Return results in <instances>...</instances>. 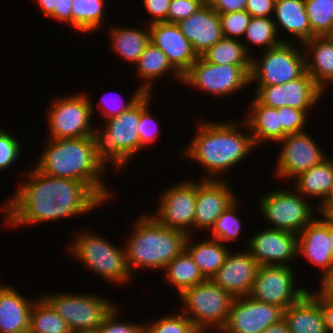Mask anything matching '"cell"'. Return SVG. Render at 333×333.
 I'll return each mask as SVG.
<instances>
[{
  "mask_svg": "<svg viewBox=\"0 0 333 333\" xmlns=\"http://www.w3.org/2000/svg\"><path fill=\"white\" fill-rule=\"evenodd\" d=\"M25 177L2 206L7 226L17 228L81 216L105 203L86 183L78 180L49 176L34 166Z\"/></svg>",
  "mask_w": 333,
  "mask_h": 333,
  "instance_id": "1",
  "label": "cell"
},
{
  "mask_svg": "<svg viewBox=\"0 0 333 333\" xmlns=\"http://www.w3.org/2000/svg\"><path fill=\"white\" fill-rule=\"evenodd\" d=\"M205 121L199 119L195 137L183 148L182 155L205 167L208 173L204 180H219L220 174L224 175V172L242 162L256 146L244 120L242 124L235 121ZM243 124L248 129L246 135L239 130Z\"/></svg>",
  "mask_w": 333,
  "mask_h": 333,
  "instance_id": "2",
  "label": "cell"
},
{
  "mask_svg": "<svg viewBox=\"0 0 333 333\" xmlns=\"http://www.w3.org/2000/svg\"><path fill=\"white\" fill-rule=\"evenodd\" d=\"M39 172L53 177L86 183L104 202L112 191L106 187V169L97 160L91 136L83 138L50 139L35 165Z\"/></svg>",
  "mask_w": 333,
  "mask_h": 333,
  "instance_id": "3",
  "label": "cell"
},
{
  "mask_svg": "<svg viewBox=\"0 0 333 333\" xmlns=\"http://www.w3.org/2000/svg\"><path fill=\"white\" fill-rule=\"evenodd\" d=\"M143 215V216H142ZM128 236L124 250L128 268L161 270L185 250L187 234L159 224L151 214H142ZM134 268V269H133Z\"/></svg>",
  "mask_w": 333,
  "mask_h": 333,
  "instance_id": "4",
  "label": "cell"
},
{
  "mask_svg": "<svg viewBox=\"0 0 333 333\" xmlns=\"http://www.w3.org/2000/svg\"><path fill=\"white\" fill-rule=\"evenodd\" d=\"M141 116V97L127 111L106 119L105 126L92 131L97 160L107 170V163L116 170L126 167L131 158L140 152L138 124ZM102 129V130H101ZM110 162V163H109ZM113 164V165H112Z\"/></svg>",
  "mask_w": 333,
  "mask_h": 333,
  "instance_id": "5",
  "label": "cell"
},
{
  "mask_svg": "<svg viewBox=\"0 0 333 333\" xmlns=\"http://www.w3.org/2000/svg\"><path fill=\"white\" fill-rule=\"evenodd\" d=\"M92 231L75 234L69 247L71 253L106 281L120 286L129 283L133 275L128 268L124 247H117Z\"/></svg>",
  "mask_w": 333,
  "mask_h": 333,
  "instance_id": "6",
  "label": "cell"
},
{
  "mask_svg": "<svg viewBox=\"0 0 333 333\" xmlns=\"http://www.w3.org/2000/svg\"><path fill=\"white\" fill-rule=\"evenodd\" d=\"M182 313L202 332L220 331L226 324L234 297L211 279L185 289L179 296ZM213 327V328H212ZM214 329V330H213Z\"/></svg>",
  "mask_w": 333,
  "mask_h": 333,
  "instance_id": "7",
  "label": "cell"
},
{
  "mask_svg": "<svg viewBox=\"0 0 333 333\" xmlns=\"http://www.w3.org/2000/svg\"><path fill=\"white\" fill-rule=\"evenodd\" d=\"M42 297L52 306L72 333H97L106 317L116 307L110 299L95 294L45 293Z\"/></svg>",
  "mask_w": 333,
  "mask_h": 333,
  "instance_id": "8",
  "label": "cell"
},
{
  "mask_svg": "<svg viewBox=\"0 0 333 333\" xmlns=\"http://www.w3.org/2000/svg\"><path fill=\"white\" fill-rule=\"evenodd\" d=\"M293 41L296 39L262 52L259 60L252 57L250 83L256 81V86L282 85L301 77L306 72V57L302 44L298 43V46Z\"/></svg>",
  "mask_w": 333,
  "mask_h": 333,
  "instance_id": "9",
  "label": "cell"
},
{
  "mask_svg": "<svg viewBox=\"0 0 333 333\" xmlns=\"http://www.w3.org/2000/svg\"><path fill=\"white\" fill-rule=\"evenodd\" d=\"M56 99V100H55ZM47 109L48 136L50 139L83 138L93 131L91 118L93 102L89 95L79 92L52 99Z\"/></svg>",
  "mask_w": 333,
  "mask_h": 333,
  "instance_id": "10",
  "label": "cell"
},
{
  "mask_svg": "<svg viewBox=\"0 0 333 333\" xmlns=\"http://www.w3.org/2000/svg\"><path fill=\"white\" fill-rule=\"evenodd\" d=\"M293 191V192H292ZM274 189L259 199V208L270 229L300 233L316 216L318 207L311 206L307 198L297 192ZM303 197V198H302ZM307 200V201H306Z\"/></svg>",
  "mask_w": 333,
  "mask_h": 333,
  "instance_id": "11",
  "label": "cell"
},
{
  "mask_svg": "<svg viewBox=\"0 0 333 333\" xmlns=\"http://www.w3.org/2000/svg\"><path fill=\"white\" fill-rule=\"evenodd\" d=\"M251 66L217 65L200 56L183 76V83L213 96H229L250 86Z\"/></svg>",
  "mask_w": 333,
  "mask_h": 333,
  "instance_id": "12",
  "label": "cell"
},
{
  "mask_svg": "<svg viewBox=\"0 0 333 333\" xmlns=\"http://www.w3.org/2000/svg\"><path fill=\"white\" fill-rule=\"evenodd\" d=\"M292 268L290 264L259 266L248 296L259 302L280 306L284 310L298 302L309 289L296 285Z\"/></svg>",
  "mask_w": 333,
  "mask_h": 333,
  "instance_id": "13",
  "label": "cell"
},
{
  "mask_svg": "<svg viewBox=\"0 0 333 333\" xmlns=\"http://www.w3.org/2000/svg\"><path fill=\"white\" fill-rule=\"evenodd\" d=\"M195 181L184 180L166 188L159 197L157 214L151 216L165 227L180 230L187 235L193 234L191 229H194L197 196V181Z\"/></svg>",
  "mask_w": 333,
  "mask_h": 333,
  "instance_id": "14",
  "label": "cell"
},
{
  "mask_svg": "<svg viewBox=\"0 0 333 333\" xmlns=\"http://www.w3.org/2000/svg\"><path fill=\"white\" fill-rule=\"evenodd\" d=\"M278 143H281V151L274 172L278 179H294L327 158L313 137L305 131L287 135Z\"/></svg>",
  "mask_w": 333,
  "mask_h": 333,
  "instance_id": "15",
  "label": "cell"
},
{
  "mask_svg": "<svg viewBox=\"0 0 333 333\" xmlns=\"http://www.w3.org/2000/svg\"><path fill=\"white\" fill-rule=\"evenodd\" d=\"M325 93L305 72L301 77L282 85L257 86L255 98L263 105L272 108L289 106L309 110L318 104Z\"/></svg>",
  "mask_w": 333,
  "mask_h": 333,
  "instance_id": "16",
  "label": "cell"
},
{
  "mask_svg": "<svg viewBox=\"0 0 333 333\" xmlns=\"http://www.w3.org/2000/svg\"><path fill=\"white\" fill-rule=\"evenodd\" d=\"M280 306L253 300L249 296L235 297L221 333H261L283 318Z\"/></svg>",
  "mask_w": 333,
  "mask_h": 333,
  "instance_id": "17",
  "label": "cell"
},
{
  "mask_svg": "<svg viewBox=\"0 0 333 333\" xmlns=\"http://www.w3.org/2000/svg\"><path fill=\"white\" fill-rule=\"evenodd\" d=\"M246 244L260 266H288L287 262L298 257V235L292 232L267 227L250 237Z\"/></svg>",
  "mask_w": 333,
  "mask_h": 333,
  "instance_id": "18",
  "label": "cell"
},
{
  "mask_svg": "<svg viewBox=\"0 0 333 333\" xmlns=\"http://www.w3.org/2000/svg\"><path fill=\"white\" fill-rule=\"evenodd\" d=\"M221 176L219 180L197 182L194 229L198 231L210 232L218 217L238 199Z\"/></svg>",
  "mask_w": 333,
  "mask_h": 333,
  "instance_id": "19",
  "label": "cell"
},
{
  "mask_svg": "<svg viewBox=\"0 0 333 333\" xmlns=\"http://www.w3.org/2000/svg\"><path fill=\"white\" fill-rule=\"evenodd\" d=\"M149 35L150 42L165 53L169 63L182 77L199 57L175 23L149 25Z\"/></svg>",
  "mask_w": 333,
  "mask_h": 333,
  "instance_id": "20",
  "label": "cell"
},
{
  "mask_svg": "<svg viewBox=\"0 0 333 333\" xmlns=\"http://www.w3.org/2000/svg\"><path fill=\"white\" fill-rule=\"evenodd\" d=\"M235 252L229 251L223 266L211 277L215 284L234 298L249 295L260 266L248 249Z\"/></svg>",
  "mask_w": 333,
  "mask_h": 333,
  "instance_id": "21",
  "label": "cell"
},
{
  "mask_svg": "<svg viewBox=\"0 0 333 333\" xmlns=\"http://www.w3.org/2000/svg\"><path fill=\"white\" fill-rule=\"evenodd\" d=\"M180 31L201 56L224 36L218 13L206 2L201 9L177 23Z\"/></svg>",
  "mask_w": 333,
  "mask_h": 333,
  "instance_id": "22",
  "label": "cell"
},
{
  "mask_svg": "<svg viewBox=\"0 0 333 333\" xmlns=\"http://www.w3.org/2000/svg\"><path fill=\"white\" fill-rule=\"evenodd\" d=\"M298 235V255L317 265L324 274L332 265L329 224L322 218H314ZM300 253V254H299Z\"/></svg>",
  "mask_w": 333,
  "mask_h": 333,
  "instance_id": "23",
  "label": "cell"
},
{
  "mask_svg": "<svg viewBox=\"0 0 333 333\" xmlns=\"http://www.w3.org/2000/svg\"><path fill=\"white\" fill-rule=\"evenodd\" d=\"M9 285L0 284V333H28L32 305Z\"/></svg>",
  "mask_w": 333,
  "mask_h": 333,
  "instance_id": "24",
  "label": "cell"
},
{
  "mask_svg": "<svg viewBox=\"0 0 333 333\" xmlns=\"http://www.w3.org/2000/svg\"><path fill=\"white\" fill-rule=\"evenodd\" d=\"M306 57V72L325 93L333 83V41L326 36H314L302 44ZM312 57V58H311Z\"/></svg>",
  "mask_w": 333,
  "mask_h": 333,
  "instance_id": "25",
  "label": "cell"
},
{
  "mask_svg": "<svg viewBox=\"0 0 333 333\" xmlns=\"http://www.w3.org/2000/svg\"><path fill=\"white\" fill-rule=\"evenodd\" d=\"M247 109V116L243 120L249 126L256 147L262 143L264 145V142H279L287 136L283 131L278 108L265 106L254 97Z\"/></svg>",
  "mask_w": 333,
  "mask_h": 333,
  "instance_id": "26",
  "label": "cell"
},
{
  "mask_svg": "<svg viewBox=\"0 0 333 333\" xmlns=\"http://www.w3.org/2000/svg\"><path fill=\"white\" fill-rule=\"evenodd\" d=\"M291 333H327L318 301L308 292L283 311Z\"/></svg>",
  "mask_w": 333,
  "mask_h": 333,
  "instance_id": "27",
  "label": "cell"
},
{
  "mask_svg": "<svg viewBox=\"0 0 333 333\" xmlns=\"http://www.w3.org/2000/svg\"><path fill=\"white\" fill-rule=\"evenodd\" d=\"M272 19L276 25L277 33L283 27L303 44L315 35L311 32L305 8V0H275L274 13ZM280 25V27H279Z\"/></svg>",
  "mask_w": 333,
  "mask_h": 333,
  "instance_id": "28",
  "label": "cell"
},
{
  "mask_svg": "<svg viewBox=\"0 0 333 333\" xmlns=\"http://www.w3.org/2000/svg\"><path fill=\"white\" fill-rule=\"evenodd\" d=\"M293 180L295 189L304 198L319 199L317 207L321 206L327 199L333 186V159L326 158L311 169L299 174ZM313 197V198H312Z\"/></svg>",
  "mask_w": 333,
  "mask_h": 333,
  "instance_id": "29",
  "label": "cell"
},
{
  "mask_svg": "<svg viewBox=\"0 0 333 333\" xmlns=\"http://www.w3.org/2000/svg\"><path fill=\"white\" fill-rule=\"evenodd\" d=\"M134 65L137 69V76L143 81L138 87L144 93H151L154 81L164 78L168 72H171L179 82H183V77L172 67L165 53L151 42Z\"/></svg>",
  "mask_w": 333,
  "mask_h": 333,
  "instance_id": "30",
  "label": "cell"
},
{
  "mask_svg": "<svg viewBox=\"0 0 333 333\" xmlns=\"http://www.w3.org/2000/svg\"><path fill=\"white\" fill-rule=\"evenodd\" d=\"M192 236V234L187 236L185 250L190 254L202 275L206 279H211L223 266L230 248L215 239L192 243Z\"/></svg>",
  "mask_w": 333,
  "mask_h": 333,
  "instance_id": "31",
  "label": "cell"
},
{
  "mask_svg": "<svg viewBox=\"0 0 333 333\" xmlns=\"http://www.w3.org/2000/svg\"><path fill=\"white\" fill-rule=\"evenodd\" d=\"M148 28V29H147ZM144 29L133 27H114L110 28L111 48L119 54L122 59L136 63L139 57L150 42L149 26Z\"/></svg>",
  "mask_w": 333,
  "mask_h": 333,
  "instance_id": "32",
  "label": "cell"
},
{
  "mask_svg": "<svg viewBox=\"0 0 333 333\" xmlns=\"http://www.w3.org/2000/svg\"><path fill=\"white\" fill-rule=\"evenodd\" d=\"M164 270L165 280L177 289L178 295L185 289L206 280L186 250L170 261Z\"/></svg>",
  "mask_w": 333,
  "mask_h": 333,
  "instance_id": "33",
  "label": "cell"
},
{
  "mask_svg": "<svg viewBox=\"0 0 333 333\" xmlns=\"http://www.w3.org/2000/svg\"><path fill=\"white\" fill-rule=\"evenodd\" d=\"M217 65L251 66L252 55L248 54L240 39L223 37L200 56Z\"/></svg>",
  "mask_w": 333,
  "mask_h": 333,
  "instance_id": "34",
  "label": "cell"
},
{
  "mask_svg": "<svg viewBox=\"0 0 333 333\" xmlns=\"http://www.w3.org/2000/svg\"><path fill=\"white\" fill-rule=\"evenodd\" d=\"M28 333H72L64 319L41 296L32 305Z\"/></svg>",
  "mask_w": 333,
  "mask_h": 333,
  "instance_id": "35",
  "label": "cell"
},
{
  "mask_svg": "<svg viewBox=\"0 0 333 333\" xmlns=\"http://www.w3.org/2000/svg\"><path fill=\"white\" fill-rule=\"evenodd\" d=\"M105 0H73L72 28L83 33L95 32L102 27Z\"/></svg>",
  "mask_w": 333,
  "mask_h": 333,
  "instance_id": "36",
  "label": "cell"
},
{
  "mask_svg": "<svg viewBox=\"0 0 333 333\" xmlns=\"http://www.w3.org/2000/svg\"><path fill=\"white\" fill-rule=\"evenodd\" d=\"M278 33L276 30V25L272 18H258V17H251L250 23L246 28L244 37L248 44H245L242 41L245 50L248 54H250L249 50V43L256 45V46H264L263 51H267L273 47L280 45L282 42H290V39L285 40L278 37Z\"/></svg>",
  "mask_w": 333,
  "mask_h": 333,
  "instance_id": "37",
  "label": "cell"
},
{
  "mask_svg": "<svg viewBox=\"0 0 333 333\" xmlns=\"http://www.w3.org/2000/svg\"><path fill=\"white\" fill-rule=\"evenodd\" d=\"M311 32L326 36L333 27V0H305Z\"/></svg>",
  "mask_w": 333,
  "mask_h": 333,
  "instance_id": "38",
  "label": "cell"
},
{
  "mask_svg": "<svg viewBox=\"0 0 333 333\" xmlns=\"http://www.w3.org/2000/svg\"><path fill=\"white\" fill-rule=\"evenodd\" d=\"M240 203L238 199L226 209L216 220L215 225L210 230L212 239L220 242H230L238 237L242 231L241 220L236 216L237 208Z\"/></svg>",
  "mask_w": 333,
  "mask_h": 333,
  "instance_id": "39",
  "label": "cell"
},
{
  "mask_svg": "<svg viewBox=\"0 0 333 333\" xmlns=\"http://www.w3.org/2000/svg\"><path fill=\"white\" fill-rule=\"evenodd\" d=\"M143 327L144 333H202L182 312L165 315Z\"/></svg>",
  "mask_w": 333,
  "mask_h": 333,
  "instance_id": "40",
  "label": "cell"
},
{
  "mask_svg": "<svg viewBox=\"0 0 333 333\" xmlns=\"http://www.w3.org/2000/svg\"><path fill=\"white\" fill-rule=\"evenodd\" d=\"M151 93H144L141 96V116L140 122L138 124V136L140 140V151L145 146H149L154 143L157 138H159L160 130L158 127V122L152 118V114L149 111L150 97Z\"/></svg>",
  "mask_w": 333,
  "mask_h": 333,
  "instance_id": "41",
  "label": "cell"
},
{
  "mask_svg": "<svg viewBox=\"0 0 333 333\" xmlns=\"http://www.w3.org/2000/svg\"><path fill=\"white\" fill-rule=\"evenodd\" d=\"M218 15L225 38L239 39L238 37L244 36L251 20V15L246 10Z\"/></svg>",
  "mask_w": 333,
  "mask_h": 333,
  "instance_id": "42",
  "label": "cell"
},
{
  "mask_svg": "<svg viewBox=\"0 0 333 333\" xmlns=\"http://www.w3.org/2000/svg\"><path fill=\"white\" fill-rule=\"evenodd\" d=\"M280 113L283 131L287 134L301 133L305 131L306 122L308 121V110L283 106L278 108Z\"/></svg>",
  "mask_w": 333,
  "mask_h": 333,
  "instance_id": "43",
  "label": "cell"
},
{
  "mask_svg": "<svg viewBox=\"0 0 333 333\" xmlns=\"http://www.w3.org/2000/svg\"><path fill=\"white\" fill-rule=\"evenodd\" d=\"M20 139H16L7 130L0 128V171L8 170L20 156Z\"/></svg>",
  "mask_w": 333,
  "mask_h": 333,
  "instance_id": "44",
  "label": "cell"
},
{
  "mask_svg": "<svg viewBox=\"0 0 333 333\" xmlns=\"http://www.w3.org/2000/svg\"><path fill=\"white\" fill-rule=\"evenodd\" d=\"M119 309L117 306L106 317L104 323L100 326L97 333H144V324H137L134 322H120ZM118 319V320H117Z\"/></svg>",
  "mask_w": 333,
  "mask_h": 333,
  "instance_id": "45",
  "label": "cell"
},
{
  "mask_svg": "<svg viewBox=\"0 0 333 333\" xmlns=\"http://www.w3.org/2000/svg\"><path fill=\"white\" fill-rule=\"evenodd\" d=\"M206 0H172L166 23H175L188 18L203 7Z\"/></svg>",
  "mask_w": 333,
  "mask_h": 333,
  "instance_id": "46",
  "label": "cell"
},
{
  "mask_svg": "<svg viewBox=\"0 0 333 333\" xmlns=\"http://www.w3.org/2000/svg\"><path fill=\"white\" fill-rule=\"evenodd\" d=\"M143 94H144V92L140 88H137L136 91H134V94L131 96V98H128V101H126L125 103L121 102V104H119V102H117L119 99L116 101L110 102L111 100H109V99L106 100V98L102 97L99 100L100 102L97 103L99 110H101L100 114H102L103 117L104 118L106 117L107 119L114 117V116H118L122 112L127 111L131 106H133L136 103V101L138 99H140V97ZM115 103H116V105H115Z\"/></svg>",
  "mask_w": 333,
  "mask_h": 333,
  "instance_id": "47",
  "label": "cell"
},
{
  "mask_svg": "<svg viewBox=\"0 0 333 333\" xmlns=\"http://www.w3.org/2000/svg\"><path fill=\"white\" fill-rule=\"evenodd\" d=\"M145 11L147 10L148 14L153 16L151 17L148 26L155 23L166 22L169 7L172 0H142Z\"/></svg>",
  "mask_w": 333,
  "mask_h": 333,
  "instance_id": "48",
  "label": "cell"
},
{
  "mask_svg": "<svg viewBox=\"0 0 333 333\" xmlns=\"http://www.w3.org/2000/svg\"><path fill=\"white\" fill-rule=\"evenodd\" d=\"M275 0H247L245 10L251 17L272 18Z\"/></svg>",
  "mask_w": 333,
  "mask_h": 333,
  "instance_id": "49",
  "label": "cell"
},
{
  "mask_svg": "<svg viewBox=\"0 0 333 333\" xmlns=\"http://www.w3.org/2000/svg\"><path fill=\"white\" fill-rule=\"evenodd\" d=\"M321 287L314 293L309 290V293L316 300L333 301V265L321 277Z\"/></svg>",
  "mask_w": 333,
  "mask_h": 333,
  "instance_id": "50",
  "label": "cell"
},
{
  "mask_svg": "<svg viewBox=\"0 0 333 333\" xmlns=\"http://www.w3.org/2000/svg\"><path fill=\"white\" fill-rule=\"evenodd\" d=\"M206 2L218 14H226L245 10L247 0H206Z\"/></svg>",
  "mask_w": 333,
  "mask_h": 333,
  "instance_id": "51",
  "label": "cell"
},
{
  "mask_svg": "<svg viewBox=\"0 0 333 333\" xmlns=\"http://www.w3.org/2000/svg\"><path fill=\"white\" fill-rule=\"evenodd\" d=\"M72 4L73 0H57V10L49 18L65 22L64 24L72 27Z\"/></svg>",
  "mask_w": 333,
  "mask_h": 333,
  "instance_id": "52",
  "label": "cell"
},
{
  "mask_svg": "<svg viewBox=\"0 0 333 333\" xmlns=\"http://www.w3.org/2000/svg\"><path fill=\"white\" fill-rule=\"evenodd\" d=\"M324 315L327 333H333V301L317 300Z\"/></svg>",
  "mask_w": 333,
  "mask_h": 333,
  "instance_id": "53",
  "label": "cell"
},
{
  "mask_svg": "<svg viewBox=\"0 0 333 333\" xmlns=\"http://www.w3.org/2000/svg\"><path fill=\"white\" fill-rule=\"evenodd\" d=\"M45 17H50L57 10V0H35Z\"/></svg>",
  "mask_w": 333,
  "mask_h": 333,
  "instance_id": "54",
  "label": "cell"
},
{
  "mask_svg": "<svg viewBox=\"0 0 333 333\" xmlns=\"http://www.w3.org/2000/svg\"><path fill=\"white\" fill-rule=\"evenodd\" d=\"M261 333H291L288 327V324L284 318H281L279 321L271 324Z\"/></svg>",
  "mask_w": 333,
  "mask_h": 333,
  "instance_id": "55",
  "label": "cell"
},
{
  "mask_svg": "<svg viewBox=\"0 0 333 333\" xmlns=\"http://www.w3.org/2000/svg\"><path fill=\"white\" fill-rule=\"evenodd\" d=\"M318 215L333 227V203H323L318 207Z\"/></svg>",
  "mask_w": 333,
  "mask_h": 333,
  "instance_id": "56",
  "label": "cell"
},
{
  "mask_svg": "<svg viewBox=\"0 0 333 333\" xmlns=\"http://www.w3.org/2000/svg\"><path fill=\"white\" fill-rule=\"evenodd\" d=\"M329 239L331 243V253L333 258V227L329 225Z\"/></svg>",
  "mask_w": 333,
  "mask_h": 333,
  "instance_id": "57",
  "label": "cell"
},
{
  "mask_svg": "<svg viewBox=\"0 0 333 333\" xmlns=\"http://www.w3.org/2000/svg\"><path fill=\"white\" fill-rule=\"evenodd\" d=\"M324 203H333V186L331 188V191L326 199V201Z\"/></svg>",
  "mask_w": 333,
  "mask_h": 333,
  "instance_id": "58",
  "label": "cell"
},
{
  "mask_svg": "<svg viewBox=\"0 0 333 333\" xmlns=\"http://www.w3.org/2000/svg\"><path fill=\"white\" fill-rule=\"evenodd\" d=\"M327 36L333 41V27L331 31L327 34Z\"/></svg>",
  "mask_w": 333,
  "mask_h": 333,
  "instance_id": "59",
  "label": "cell"
}]
</instances>
